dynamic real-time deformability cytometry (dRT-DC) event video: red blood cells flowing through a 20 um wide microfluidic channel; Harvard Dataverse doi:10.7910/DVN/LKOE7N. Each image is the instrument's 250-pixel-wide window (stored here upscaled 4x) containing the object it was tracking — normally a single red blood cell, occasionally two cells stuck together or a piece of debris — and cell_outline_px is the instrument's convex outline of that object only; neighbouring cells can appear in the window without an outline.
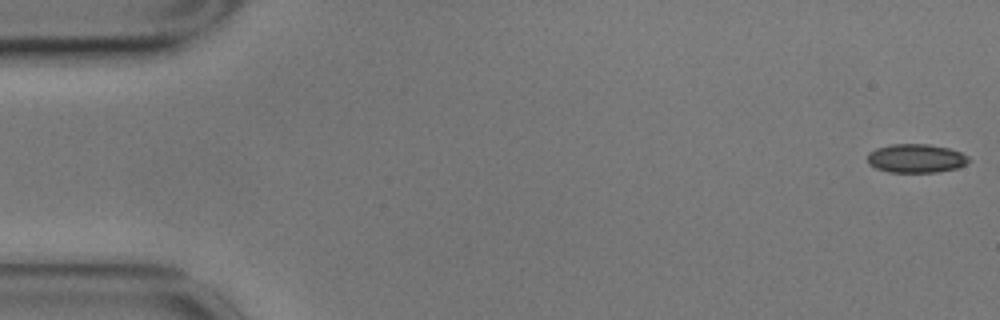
{"species": "common noctule bat (a hibernating species)", "species_latin": "Nyctalus noctula", "temperature_condition": "cold", "stored_images_in_passage": 17, "camera_frame_rate_fps": 3000, "um_per_image_px": 0.085, "animal": {"sex": "male", "body_mass_g": 17.9}, "frame": {"image": 1, "passage_image": 1, "time_ms": 0.0, "image_size_px": [1000, 320], "cell_outline_px": [[972, 160], [956, 168], [936, 172], [888, 172], [876, 168], [868, 164], [868, 152], [876, 148], [892, 144], [928, 144], [948, 148], [960, 152], [968, 156]], "centroid_in_image_um": [77.84, 13.46], "position_along_channel_um": 7.2, "area_um2": 16.94}}
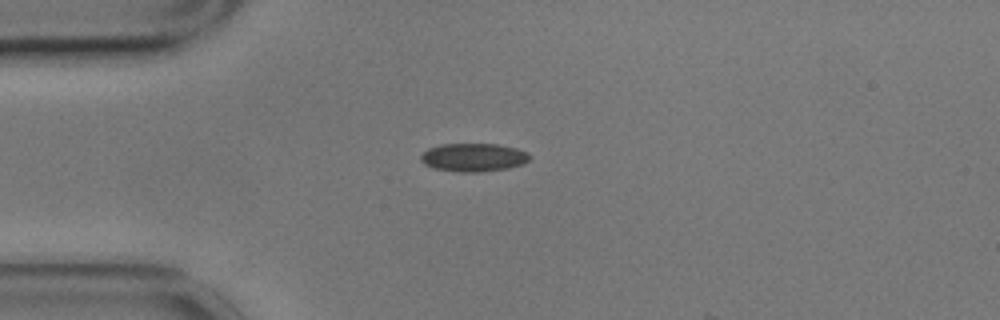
{"frame": {"image": 2, "passage_image": 14, "time_ms": 4.333, "image_size_px": [1000, 320], "cell_outline_px": [[532, 156], [524, 164], [508, 168], [480, 172], [460, 172], [432, 168], [424, 164], [420, 160], [420, 156], [428, 148], [440, 144], [496, 144], [516, 148], [528, 152]], "centroid_in_image_um": [40.25, 13.38], "position_along_channel_um": 44.8, "area_um2": 18.09}}